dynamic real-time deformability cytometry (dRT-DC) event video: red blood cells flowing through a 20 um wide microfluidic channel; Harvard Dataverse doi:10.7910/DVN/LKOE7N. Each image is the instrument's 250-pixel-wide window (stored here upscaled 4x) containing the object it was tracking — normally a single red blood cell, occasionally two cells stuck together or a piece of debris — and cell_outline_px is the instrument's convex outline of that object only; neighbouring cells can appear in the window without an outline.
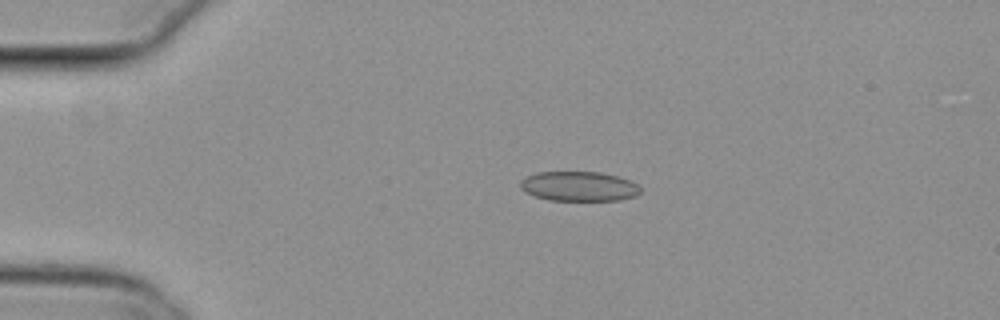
{"species": "common noctule bat (a hibernating species)", "species_latin": "Nyctalus noctula", "temperature_condition": "cold", "stored_images_in_passage": 43, "camera_frame_rate_fps": 3000, "um_per_image_px": 0.085, "animal": {"sex": "female", "body_mass_g": 29.2, "forearm_length_mm": 56.3}, "frame": {"image": 1, "passage_image": 1, "time_ms": 0.0, "image_size_px": [1000, 320], "cell_outline_px": [[640, 192], [636, 196], [620, 200], [548, 200], [524, 192], [520, 188], [520, 180], [536, 172], [600, 172], [632, 180], [640, 184]], "centroid_in_image_um": [49.23, 15.83], "position_along_channel_um": 35.8, "area_um2": 20.92}}
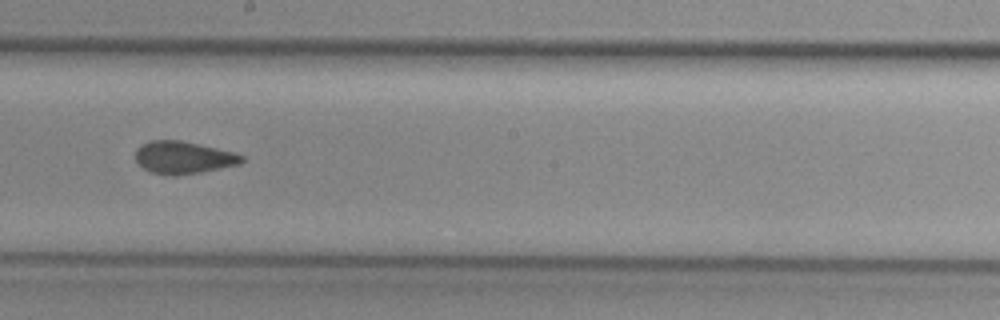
{"frame": {"image": 2, "passage_image": 20, "time_ms": 6.333, "image_size_px": [1000, 320], "cell_outline_px": [[244, 160], [240, 164], [200, 172], [176, 176], [172, 176], [152, 172], [144, 168], [136, 160], [136, 148], [140, 144], [152, 140], [180, 140], [236, 152], [244, 156]], "centroid_in_image_um": [15.6, 13.38], "position_along_channel_um": 232.6, "area_um2": 20.11}}
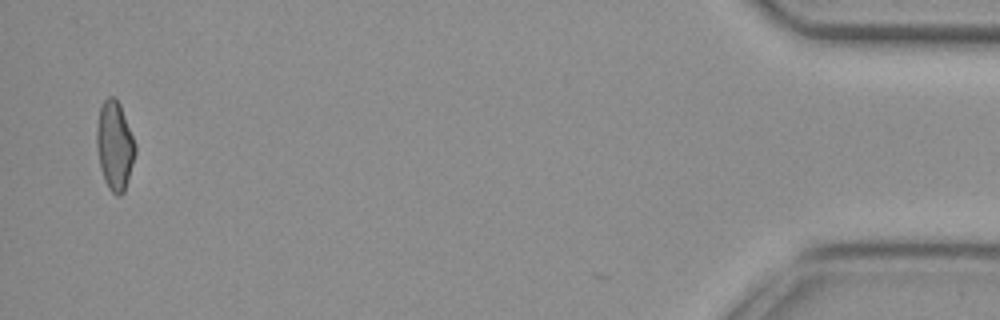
{"frame": {"image": 3, "passage_image": 42, "time_ms": 13.667, "image_size_px": [1000, 320], "cell_outline_px": [[136, 152], [124, 192], [120, 196], [116, 196], [108, 188], [104, 180], [100, 168], [96, 144], [96, 124], [100, 104], [108, 96], [112, 96], [120, 104], [132, 136], [136, 148]], "centroid_in_image_um": [9.72, 12.38], "position_along_channel_um": 425.5, "area_um2": 20.0}, "authors_computed_cell_mechanics": {"area_um2": 20.3456, "velocity_mm_per_s": 3.8152, "shape_relaxation_time_tau1_ms": 9.2638, "shape_relaxation_time_tau2_ms": 1.5179, "deformation_change_tau1": 0.1598, "deformation_change_tau2": 0.0755}}